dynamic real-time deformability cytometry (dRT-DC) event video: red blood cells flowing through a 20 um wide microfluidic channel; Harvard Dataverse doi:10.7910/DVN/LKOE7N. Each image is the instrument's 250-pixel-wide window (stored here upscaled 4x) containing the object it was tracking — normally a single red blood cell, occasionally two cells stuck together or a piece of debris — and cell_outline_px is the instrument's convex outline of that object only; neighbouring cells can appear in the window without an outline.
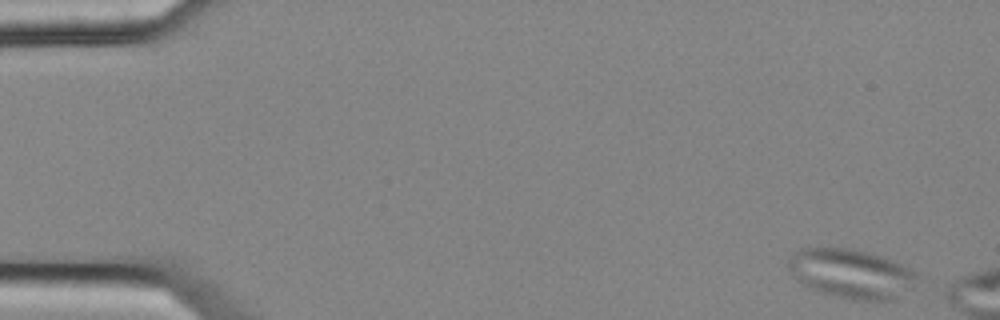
{"species": "common noctule bat (a hibernating species)", "species_latin": "Nyctalus noctula", "temperature_condition": "cold", "stored_images_in_passage": 4, "camera_frame_rate_fps": 3000, "um_per_image_px": 0.085, "animal": {"sex": "female", "body_mass_g": 25.1}, "frame": {"image": 1, "passage_image": 1, "time_ms": 0.0, "image_size_px": [1000, 320], "cell_outline_px": [[920, 276], [912, 288], [896, 300], [852, 300], [820, 292], [796, 280], [788, 268], [788, 260], [800, 248], [852, 248], [868, 252], [892, 260], [912, 268], [920, 272]], "centroid_in_image_um": [72.43, 23.26], "position_along_channel_um": 12.6, "area_um2": 37.28}}